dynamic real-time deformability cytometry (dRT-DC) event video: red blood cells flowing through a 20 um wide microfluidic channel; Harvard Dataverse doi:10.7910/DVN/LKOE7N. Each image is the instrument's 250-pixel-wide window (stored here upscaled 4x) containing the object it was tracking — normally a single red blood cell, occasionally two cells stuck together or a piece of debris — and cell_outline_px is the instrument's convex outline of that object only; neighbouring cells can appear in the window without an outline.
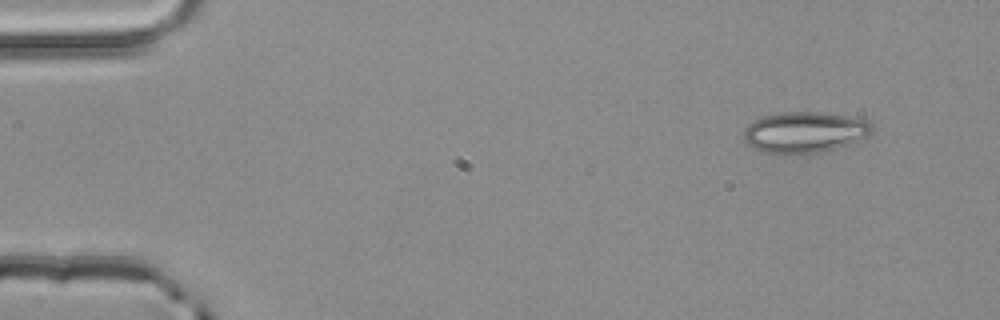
{"species": "common noctule bat (a hibernating species)", "species_latin": "Nyctalus noctula", "temperature_condition": "room temperature", "stored_images_in_passage": 3, "camera_frame_rate_fps": 3000, "um_per_image_px": 0.085, "animal": {"sex": "male", "body_mass_g": 20.4}, "frame": {"image": 1, "passage_image": 1, "time_ms": 0.0, "image_size_px": [1000, 320], "cell_outline_px": [[872, 132], [848, 144], [836, 148], [820, 152], [792, 156], [788, 156], [760, 152], [748, 144], [744, 140], [744, 128], [748, 124], [764, 116], [780, 112], [820, 112], [848, 116], [868, 120], [872, 124]], "centroid_in_image_um": [68.34, 11.27], "position_along_channel_um": 16.7, "area_um2": 30.98}}